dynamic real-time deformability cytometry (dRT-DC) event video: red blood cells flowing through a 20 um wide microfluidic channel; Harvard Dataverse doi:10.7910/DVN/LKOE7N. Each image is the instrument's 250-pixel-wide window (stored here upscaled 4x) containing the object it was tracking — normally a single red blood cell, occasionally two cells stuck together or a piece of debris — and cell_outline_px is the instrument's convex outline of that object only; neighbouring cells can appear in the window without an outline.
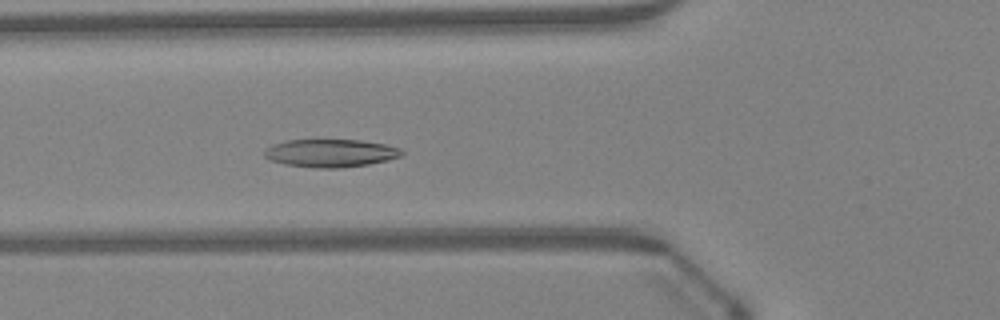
{"species": "Egyptian fruit bat (a non-hibernating species)", "species_latin": "Rousettus aegyptiacus", "temperature_condition": "warm", "stored_images_in_passage": 40, "camera_frame_rate_fps": 3000, "um_per_image_px": 0.085, "animal": {"sex": "female"}, "frame": {"image": 1, "passage_image": 10, "time_ms": 3.0, "image_size_px": [1000, 320], "cell_outline_px": [[404, 152], [400, 156], [388, 160], [368, 164], [340, 168], [316, 168], [288, 164], [268, 160], [264, 156], [264, 152], [272, 144], [284, 140], [360, 140], [384, 144], [400, 148]], "centroid_in_image_um": [28.09, 13.01], "position_along_channel_um": 97.7, "area_um2": 22.25}}
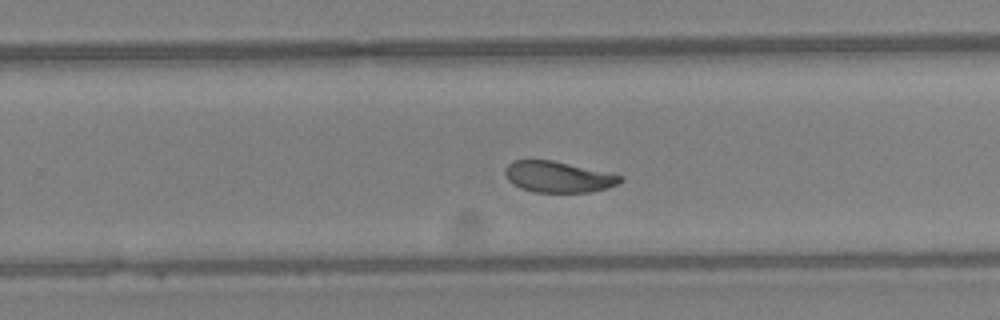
{"frame": {"image": 2, "passage_image": 23, "time_ms": 7.333, "image_size_px": [1000, 320], "cell_outline_px": [[624, 180], [608, 188], [588, 192], [532, 192], [520, 188], [512, 184], [508, 180], [504, 172], [504, 168], [512, 160], [552, 160], [624, 176]], "centroid_in_image_um": [47.41, 15.04], "position_along_channel_um": 282.4, "area_um2": 20.87}}
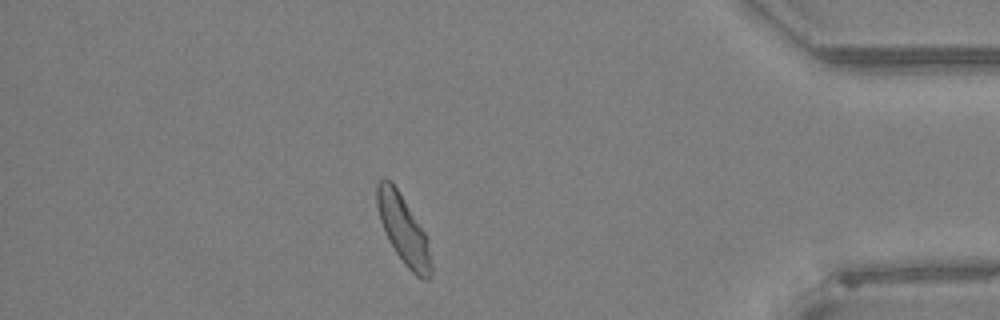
{"frame": {"image": 3, "passage_image": 34, "time_ms": 11.0, "image_size_px": [1000, 320], "cell_outline_px": [[432, 276], [428, 280], [424, 280], [416, 276], [404, 264], [388, 240], [384, 232], [380, 220], [376, 204], [376, 184], [384, 176], [396, 188], [404, 200], [424, 232], [428, 240], [432, 264]], "centroid_in_image_um": [34.28, 19.56], "position_along_channel_um": 400.9, "area_um2": 21.5}, "authors_computed_cell_mechanics": {"area_um2": 21.9062, "velocity_mm_per_s": 4.2819, "shape_relaxation_time_tau1_ms": 3.1675, "shape_relaxation_time_tau2_ms": 2.1768, "deformation_change_tau1": 0.1073, "deformation_change_tau2": 0.0758}}